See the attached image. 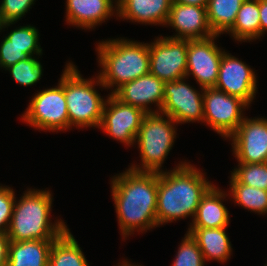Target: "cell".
<instances>
[{"label": "cell", "instance_id": "obj_1", "mask_svg": "<svg viewBox=\"0 0 267 266\" xmlns=\"http://www.w3.org/2000/svg\"><path fill=\"white\" fill-rule=\"evenodd\" d=\"M158 173L141 172L128 168L111 179V196L117 213L122 239L134 232L158 227Z\"/></svg>", "mask_w": 267, "mask_h": 266}, {"label": "cell", "instance_id": "obj_2", "mask_svg": "<svg viewBox=\"0 0 267 266\" xmlns=\"http://www.w3.org/2000/svg\"><path fill=\"white\" fill-rule=\"evenodd\" d=\"M190 162H180L172 170L158 173L157 225L194 218L202 196L213 185Z\"/></svg>", "mask_w": 267, "mask_h": 266}, {"label": "cell", "instance_id": "obj_3", "mask_svg": "<svg viewBox=\"0 0 267 266\" xmlns=\"http://www.w3.org/2000/svg\"><path fill=\"white\" fill-rule=\"evenodd\" d=\"M53 203L50 190L27 189L15 199L7 230L10 241L55 240L68 227L62 219L51 222Z\"/></svg>", "mask_w": 267, "mask_h": 266}, {"label": "cell", "instance_id": "obj_4", "mask_svg": "<svg viewBox=\"0 0 267 266\" xmlns=\"http://www.w3.org/2000/svg\"><path fill=\"white\" fill-rule=\"evenodd\" d=\"M101 71L98 76L113 94L123 84L149 73V43L116 38L96 46ZM116 87V88H115Z\"/></svg>", "mask_w": 267, "mask_h": 266}, {"label": "cell", "instance_id": "obj_5", "mask_svg": "<svg viewBox=\"0 0 267 266\" xmlns=\"http://www.w3.org/2000/svg\"><path fill=\"white\" fill-rule=\"evenodd\" d=\"M95 86L105 89L99 76H96V79H84L73 63L69 62L65 65L64 95L67 102L69 129L72 126L78 129L99 128L106 99L101 97Z\"/></svg>", "mask_w": 267, "mask_h": 266}, {"label": "cell", "instance_id": "obj_6", "mask_svg": "<svg viewBox=\"0 0 267 266\" xmlns=\"http://www.w3.org/2000/svg\"><path fill=\"white\" fill-rule=\"evenodd\" d=\"M175 124L171 117L160 112L146 114L135 138L140 150L141 166L132 164L129 168L141 172H163L162 164L176 139Z\"/></svg>", "mask_w": 267, "mask_h": 266}, {"label": "cell", "instance_id": "obj_7", "mask_svg": "<svg viewBox=\"0 0 267 266\" xmlns=\"http://www.w3.org/2000/svg\"><path fill=\"white\" fill-rule=\"evenodd\" d=\"M56 87L39 91L29 102L22 120L41 131H67L69 116L64 95V71Z\"/></svg>", "mask_w": 267, "mask_h": 266}, {"label": "cell", "instance_id": "obj_8", "mask_svg": "<svg viewBox=\"0 0 267 266\" xmlns=\"http://www.w3.org/2000/svg\"><path fill=\"white\" fill-rule=\"evenodd\" d=\"M249 105L241 98L228 95L215 87L203 91V122L217 134L228 139L244 119Z\"/></svg>", "mask_w": 267, "mask_h": 266}, {"label": "cell", "instance_id": "obj_9", "mask_svg": "<svg viewBox=\"0 0 267 266\" xmlns=\"http://www.w3.org/2000/svg\"><path fill=\"white\" fill-rule=\"evenodd\" d=\"M188 39L160 36L149 44V72L164 83L186 77Z\"/></svg>", "mask_w": 267, "mask_h": 266}, {"label": "cell", "instance_id": "obj_10", "mask_svg": "<svg viewBox=\"0 0 267 266\" xmlns=\"http://www.w3.org/2000/svg\"><path fill=\"white\" fill-rule=\"evenodd\" d=\"M187 77L164 83L163 105L160 113L171 117L177 124L203 123V91L185 81Z\"/></svg>", "mask_w": 267, "mask_h": 266}, {"label": "cell", "instance_id": "obj_11", "mask_svg": "<svg viewBox=\"0 0 267 266\" xmlns=\"http://www.w3.org/2000/svg\"><path fill=\"white\" fill-rule=\"evenodd\" d=\"M106 98L99 129L124 145L134 146L141 122L147 113L121 102L111 93Z\"/></svg>", "mask_w": 267, "mask_h": 266}, {"label": "cell", "instance_id": "obj_12", "mask_svg": "<svg viewBox=\"0 0 267 266\" xmlns=\"http://www.w3.org/2000/svg\"><path fill=\"white\" fill-rule=\"evenodd\" d=\"M219 35L188 40L186 77L192 74L200 88L215 87L221 57L225 50L215 44Z\"/></svg>", "mask_w": 267, "mask_h": 266}, {"label": "cell", "instance_id": "obj_13", "mask_svg": "<svg viewBox=\"0 0 267 266\" xmlns=\"http://www.w3.org/2000/svg\"><path fill=\"white\" fill-rule=\"evenodd\" d=\"M229 139L238 163L267 162V118L245 116Z\"/></svg>", "mask_w": 267, "mask_h": 266}, {"label": "cell", "instance_id": "obj_14", "mask_svg": "<svg viewBox=\"0 0 267 266\" xmlns=\"http://www.w3.org/2000/svg\"><path fill=\"white\" fill-rule=\"evenodd\" d=\"M215 88L237 96L250 105L258 89L257 77L250 66L225 51L221 57Z\"/></svg>", "mask_w": 267, "mask_h": 266}, {"label": "cell", "instance_id": "obj_15", "mask_svg": "<svg viewBox=\"0 0 267 266\" xmlns=\"http://www.w3.org/2000/svg\"><path fill=\"white\" fill-rule=\"evenodd\" d=\"M113 95L121 102L138 107L147 114L159 113L163 105L164 82L149 72L123 84ZM153 103L157 110L149 107Z\"/></svg>", "mask_w": 267, "mask_h": 266}, {"label": "cell", "instance_id": "obj_16", "mask_svg": "<svg viewBox=\"0 0 267 266\" xmlns=\"http://www.w3.org/2000/svg\"><path fill=\"white\" fill-rule=\"evenodd\" d=\"M165 26H171L177 32L171 38L205 39L214 35L207 20L206 7L172 2Z\"/></svg>", "mask_w": 267, "mask_h": 266}, {"label": "cell", "instance_id": "obj_17", "mask_svg": "<svg viewBox=\"0 0 267 266\" xmlns=\"http://www.w3.org/2000/svg\"><path fill=\"white\" fill-rule=\"evenodd\" d=\"M116 14L117 0H66L67 24L84 30L94 29Z\"/></svg>", "mask_w": 267, "mask_h": 266}, {"label": "cell", "instance_id": "obj_18", "mask_svg": "<svg viewBox=\"0 0 267 266\" xmlns=\"http://www.w3.org/2000/svg\"><path fill=\"white\" fill-rule=\"evenodd\" d=\"M172 0H117V16L141 24L164 26Z\"/></svg>", "mask_w": 267, "mask_h": 266}, {"label": "cell", "instance_id": "obj_19", "mask_svg": "<svg viewBox=\"0 0 267 266\" xmlns=\"http://www.w3.org/2000/svg\"><path fill=\"white\" fill-rule=\"evenodd\" d=\"M228 195L214 184L202 196L189 228L228 227L230 214L222 202Z\"/></svg>", "mask_w": 267, "mask_h": 266}, {"label": "cell", "instance_id": "obj_20", "mask_svg": "<svg viewBox=\"0 0 267 266\" xmlns=\"http://www.w3.org/2000/svg\"><path fill=\"white\" fill-rule=\"evenodd\" d=\"M226 228H188L187 232L196 240L205 262L224 263L230 259L232 246Z\"/></svg>", "mask_w": 267, "mask_h": 266}, {"label": "cell", "instance_id": "obj_21", "mask_svg": "<svg viewBox=\"0 0 267 266\" xmlns=\"http://www.w3.org/2000/svg\"><path fill=\"white\" fill-rule=\"evenodd\" d=\"M53 241H10L7 266H48Z\"/></svg>", "mask_w": 267, "mask_h": 266}, {"label": "cell", "instance_id": "obj_22", "mask_svg": "<svg viewBox=\"0 0 267 266\" xmlns=\"http://www.w3.org/2000/svg\"><path fill=\"white\" fill-rule=\"evenodd\" d=\"M48 266H89L81 247L68 228L53 241Z\"/></svg>", "mask_w": 267, "mask_h": 266}, {"label": "cell", "instance_id": "obj_23", "mask_svg": "<svg viewBox=\"0 0 267 266\" xmlns=\"http://www.w3.org/2000/svg\"><path fill=\"white\" fill-rule=\"evenodd\" d=\"M227 33L239 42L260 38L259 0H245L242 3L235 23Z\"/></svg>", "mask_w": 267, "mask_h": 266}, {"label": "cell", "instance_id": "obj_24", "mask_svg": "<svg viewBox=\"0 0 267 266\" xmlns=\"http://www.w3.org/2000/svg\"><path fill=\"white\" fill-rule=\"evenodd\" d=\"M245 0H208L206 7L209 27L214 35H221L233 27L237 13Z\"/></svg>", "mask_w": 267, "mask_h": 266}, {"label": "cell", "instance_id": "obj_25", "mask_svg": "<svg viewBox=\"0 0 267 266\" xmlns=\"http://www.w3.org/2000/svg\"><path fill=\"white\" fill-rule=\"evenodd\" d=\"M230 191L233 202L243 208L258 213L267 214V191L239 183L232 175L230 177Z\"/></svg>", "mask_w": 267, "mask_h": 266}, {"label": "cell", "instance_id": "obj_26", "mask_svg": "<svg viewBox=\"0 0 267 266\" xmlns=\"http://www.w3.org/2000/svg\"><path fill=\"white\" fill-rule=\"evenodd\" d=\"M36 56L27 57L14 65L6 68L12 75V79L23 86H32L39 82L43 76V67Z\"/></svg>", "mask_w": 267, "mask_h": 266}, {"label": "cell", "instance_id": "obj_27", "mask_svg": "<svg viewBox=\"0 0 267 266\" xmlns=\"http://www.w3.org/2000/svg\"><path fill=\"white\" fill-rule=\"evenodd\" d=\"M5 37L11 41V44L21 48L28 57H33L34 54L38 57L42 55L39 32L33 25L20 26L11 30Z\"/></svg>", "mask_w": 267, "mask_h": 266}, {"label": "cell", "instance_id": "obj_28", "mask_svg": "<svg viewBox=\"0 0 267 266\" xmlns=\"http://www.w3.org/2000/svg\"><path fill=\"white\" fill-rule=\"evenodd\" d=\"M231 175L239 182L253 188L267 191V162L266 163H238Z\"/></svg>", "mask_w": 267, "mask_h": 266}, {"label": "cell", "instance_id": "obj_29", "mask_svg": "<svg viewBox=\"0 0 267 266\" xmlns=\"http://www.w3.org/2000/svg\"><path fill=\"white\" fill-rule=\"evenodd\" d=\"M171 266H204L203 254L196 240L186 232Z\"/></svg>", "mask_w": 267, "mask_h": 266}, {"label": "cell", "instance_id": "obj_30", "mask_svg": "<svg viewBox=\"0 0 267 266\" xmlns=\"http://www.w3.org/2000/svg\"><path fill=\"white\" fill-rule=\"evenodd\" d=\"M35 0H2L0 4L1 17L4 28L15 24L21 19L34 5Z\"/></svg>", "mask_w": 267, "mask_h": 266}, {"label": "cell", "instance_id": "obj_31", "mask_svg": "<svg viewBox=\"0 0 267 266\" xmlns=\"http://www.w3.org/2000/svg\"><path fill=\"white\" fill-rule=\"evenodd\" d=\"M15 199L13 189L8 186H0V233H7Z\"/></svg>", "mask_w": 267, "mask_h": 266}, {"label": "cell", "instance_id": "obj_32", "mask_svg": "<svg viewBox=\"0 0 267 266\" xmlns=\"http://www.w3.org/2000/svg\"><path fill=\"white\" fill-rule=\"evenodd\" d=\"M28 56L22 51L21 48L11 44V41L6 37L0 44V68H8L11 65L16 64L20 60L27 58Z\"/></svg>", "mask_w": 267, "mask_h": 266}, {"label": "cell", "instance_id": "obj_33", "mask_svg": "<svg viewBox=\"0 0 267 266\" xmlns=\"http://www.w3.org/2000/svg\"><path fill=\"white\" fill-rule=\"evenodd\" d=\"M10 239L7 233H0V266L8 265Z\"/></svg>", "mask_w": 267, "mask_h": 266}, {"label": "cell", "instance_id": "obj_34", "mask_svg": "<svg viewBox=\"0 0 267 266\" xmlns=\"http://www.w3.org/2000/svg\"><path fill=\"white\" fill-rule=\"evenodd\" d=\"M260 36L267 32V0H259Z\"/></svg>", "mask_w": 267, "mask_h": 266}, {"label": "cell", "instance_id": "obj_35", "mask_svg": "<svg viewBox=\"0 0 267 266\" xmlns=\"http://www.w3.org/2000/svg\"><path fill=\"white\" fill-rule=\"evenodd\" d=\"M174 3L207 7L208 0H172Z\"/></svg>", "mask_w": 267, "mask_h": 266}, {"label": "cell", "instance_id": "obj_36", "mask_svg": "<svg viewBox=\"0 0 267 266\" xmlns=\"http://www.w3.org/2000/svg\"><path fill=\"white\" fill-rule=\"evenodd\" d=\"M121 263V264H120ZM118 263V266H129V262L126 260H123L122 262ZM120 264V265H119Z\"/></svg>", "mask_w": 267, "mask_h": 266}, {"label": "cell", "instance_id": "obj_37", "mask_svg": "<svg viewBox=\"0 0 267 266\" xmlns=\"http://www.w3.org/2000/svg\"><path fill=\"white\" fill-rule=\"evenodd\" d=\"M3 27H4V22H3V20H2L1 12H0V32H1V30L3 29Z\"/></svg>", "mask_w": 267, "mask_h": 266}, {"label": "cell", "instance_id": "obj_38", "mask_svg": "<svg viewBox=\"0 0 267 266\" xmlns=\"http://www.w3.org/2000/svg\"><path fill=\"white\" fill-rule=\"evenodd\" d=\"M129 266H137V265H136V263L133 264V263L130 262V263H129ZM138 266H141V265H138Z\"/></svg>", "mask_w": 267, "mask_h": 266}]
</instances>
